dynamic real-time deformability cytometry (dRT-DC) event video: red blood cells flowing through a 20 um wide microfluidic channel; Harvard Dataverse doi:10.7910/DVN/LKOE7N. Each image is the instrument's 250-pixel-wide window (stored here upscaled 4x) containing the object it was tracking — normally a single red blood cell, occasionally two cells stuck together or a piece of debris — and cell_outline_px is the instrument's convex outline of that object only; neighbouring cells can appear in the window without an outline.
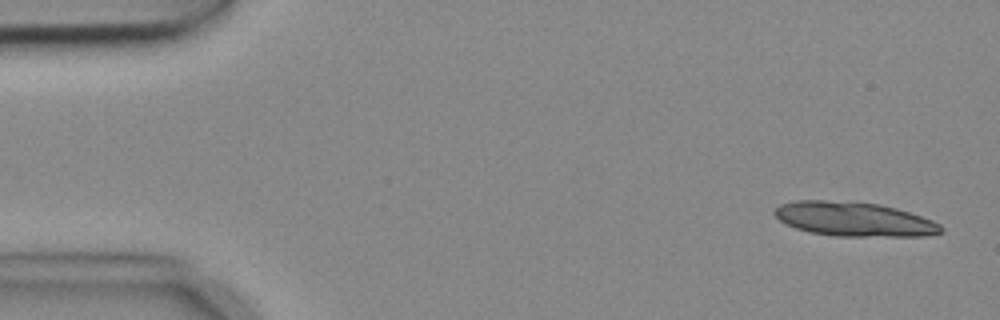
{"species": "common noctule bat (a hibernating species)", "species_latin": "Nyctalus noctula", "temperature_condition": "cold", "stored_images_in_passage": 7, "camera_frame_rate_fps": 3000, "um_per_image_px": 0.085, "animal": {"sex": "female", "body_mass_g": 18.4}, "frame": {"image": 1, "passage_image": 1, "time_ms": 0.0, "image_size_px": [1000, 320], "cell_outline_px": [[944, 232], [924, 236], [836, 236], [808, 232], [784, 224], [772, 212], [780, 204], [796, 200], [824, 200], [880, 204], [896, 208], [932, 220], [940, 224], [944, 228]], "centroid_in_image_um": [72.58, 18.63], "position_along_channel_um": 12.4, "area_um2": 33.23}}
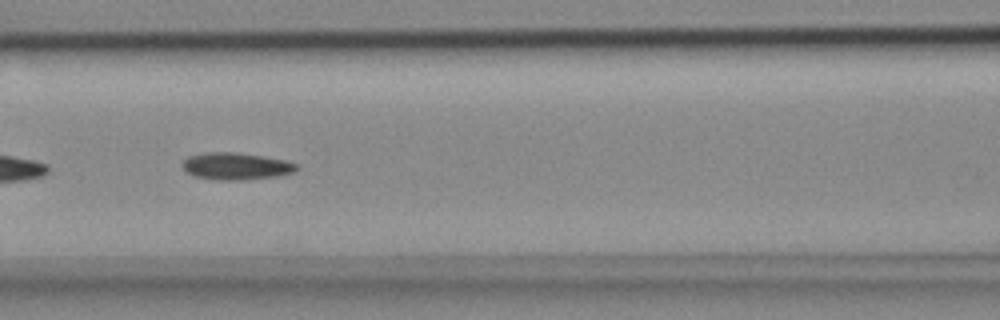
{"frame": {"image": 2, "passage_image": 7, "time_ms": 2.0, "image_size_px": [1000, 320], "cell_outline_px": [[300, 168], [296, 172], [280, 176], [240, 180], [216, 180], [192, 176], [184, 168], [184, 160], [188, 156], [208, 152], [236, 152], [264, 156], [284, 160], [300, 164]], "centroid_in_image_um": [20.14, 14.13], "position_along_channel_um": 146.5, "area_um2": 18.21}}